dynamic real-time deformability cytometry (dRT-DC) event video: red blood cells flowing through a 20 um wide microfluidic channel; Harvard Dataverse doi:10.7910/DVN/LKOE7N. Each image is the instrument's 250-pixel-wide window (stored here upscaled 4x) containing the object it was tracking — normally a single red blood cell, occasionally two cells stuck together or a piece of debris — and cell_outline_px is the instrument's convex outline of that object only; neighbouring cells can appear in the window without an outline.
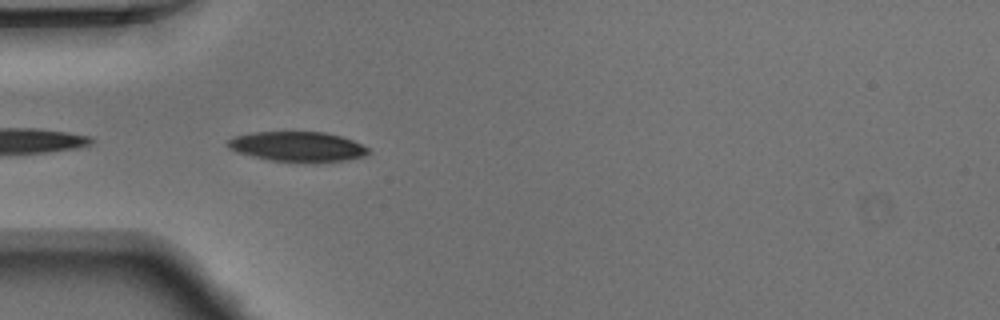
{"species": "Egyptian fruit bat (a non-hibernating species)", "species_latin": "Rousettus aegyptiacus", "temperature_condition": "warm", "stored_images_in_passage": 33, "camera_frame_rate_fps": 3000, "um_per_image_px": 0.085, "animal": {"sex": "male"}, "frame": {"image": 1, "passage_image": 1, "time_ms": 0.0, "image_size_px": [1000, 320], "cell_outline_px": [[368, 152], [364, 156], [344, 160], [316, 164], [272, 160], [236, 152], [228, 148], [228, 140], [236, 136], [252, 132], [324, 132], [340, 136], [352, 140], [368, 148]], "centroid_in_image_um": [25.29, 12.48], "position_along_channel_um": 59.7, "area_um2": 24.57}}